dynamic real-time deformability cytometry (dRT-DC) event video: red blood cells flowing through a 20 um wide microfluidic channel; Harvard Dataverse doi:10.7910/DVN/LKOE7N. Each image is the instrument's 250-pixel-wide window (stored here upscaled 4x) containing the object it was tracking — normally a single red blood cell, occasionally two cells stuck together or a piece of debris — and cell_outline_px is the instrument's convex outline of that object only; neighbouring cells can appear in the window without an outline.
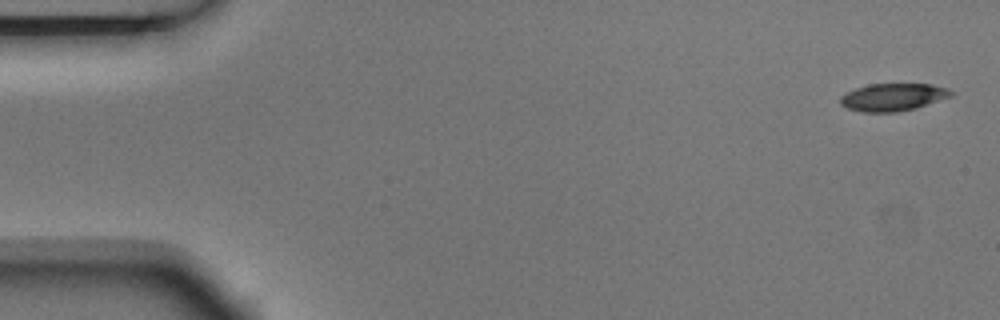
{"species": "Egyptian fruit bat (a non-hibernating species)", "species_latin": "Rousettus aegyptiacus", "temperature_condition": "room temperature", "stored_images_in_passage": 4, "camera_frame_rate_fps": 3000, "um_per_image_px": 0.085, "animal": {"sex": "male"}, "frame": {"image": 1, "passage_image": 1, "time_ms": 0.0, "image_size_px": [1000, 320], "cell_outline_px": [[956, 92], [952, 96], [916, 108], [896, 112], [864, 112], [848, 108], [840, 104], [840, 96], [856, 88], [868, 84], [932, 84], [948, 88]], "centroid_in_image_um": [75.94, 8.25], "position_along_channel_um": 9.1, "area_um2": 17.8}}
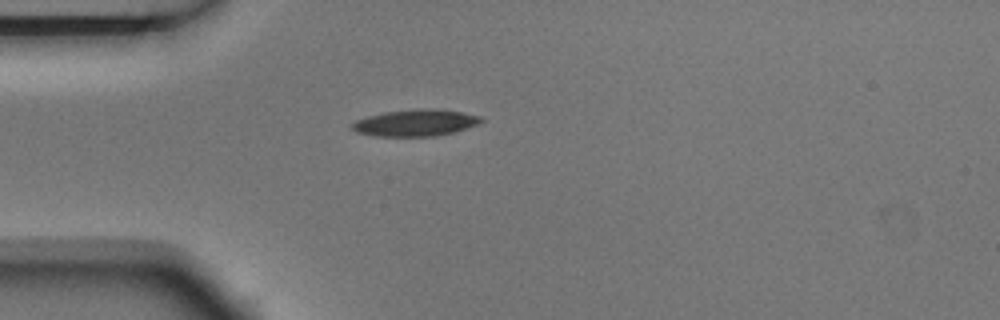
{"frame": {"image": 2, "passage_image": 4, "time_ms": 1.0, "image_size_px": [1000, 320], "cell_outline_px": [[484, 120], [476, 124], [452, 132], [436, 136], [376, 136], [356, 132], [352, 128], [352, 124], [356, 120], [368, 116], [384, 112], [460, 112], [480, 116]], "centroid_in_image_um": [35.23, 10.5], "position_along_channel_um": 49.8, "area_um2": 18.5}}